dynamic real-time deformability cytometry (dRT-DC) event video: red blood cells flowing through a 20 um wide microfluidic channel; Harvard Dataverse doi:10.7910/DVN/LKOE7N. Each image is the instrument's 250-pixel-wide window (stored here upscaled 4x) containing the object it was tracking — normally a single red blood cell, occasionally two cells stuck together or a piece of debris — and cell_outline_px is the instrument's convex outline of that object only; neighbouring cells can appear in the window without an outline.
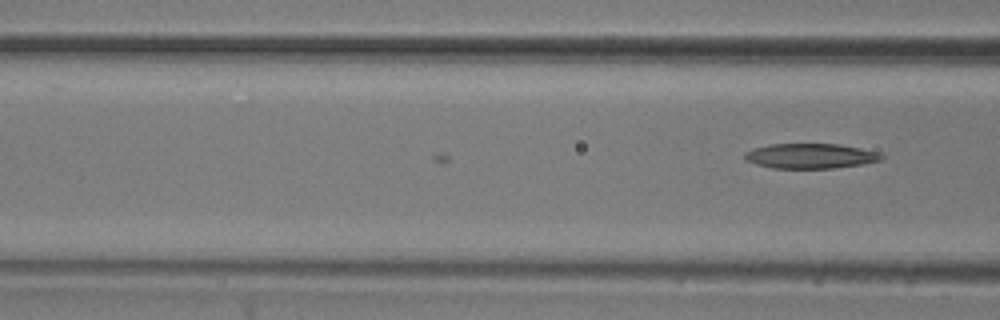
{"species": "common noctule bat (a hibernating species)", "species_latin": "Nyctalus noctula", "temperature_condition": "room temperature", "stored_images_in_passage": 6, "camera_frame_rate_fps": 3000, "um_per_image_px": 0.085, "animal": {"sex": "male", "body_mass_g": 20.5, "forearm_length_mm": 52.5}, "frame": {"image": 1, "passage_image": 6, "time_ms": 1.667, "image_size_px": [1000, 320], "cell_outline_px": [[884, 160], [864, 164], [832, 168], [772, 168], [756, 164], [744, 160], [744, 152], [752, 148], [772, 144], [840, 144], [884, 152]], "centroid_in_image_um": [68.95, 13.25], "position_along_channel_um": 97.6, "area_um2": 20.29}}